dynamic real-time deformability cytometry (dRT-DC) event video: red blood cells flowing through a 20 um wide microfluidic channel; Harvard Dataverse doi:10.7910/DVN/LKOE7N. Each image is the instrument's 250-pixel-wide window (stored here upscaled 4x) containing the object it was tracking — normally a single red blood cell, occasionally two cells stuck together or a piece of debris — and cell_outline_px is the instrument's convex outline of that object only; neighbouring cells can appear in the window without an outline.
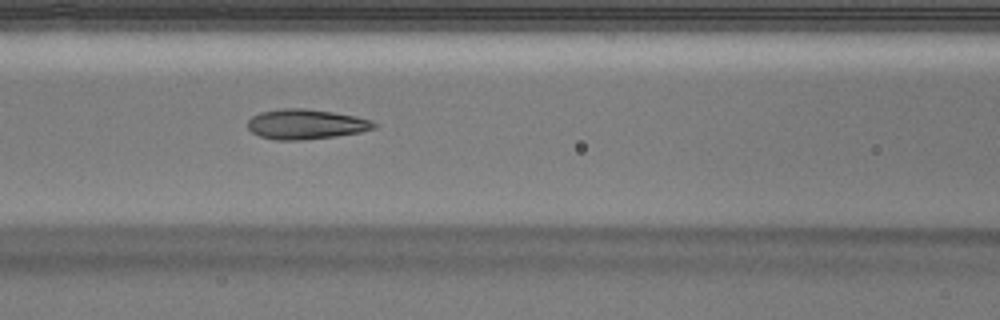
{"species": "Egyptian fruit bat (a non-hibernating species)", "species_latin": "Rousettus aegyptiacus", "temperature_condition": "warm", "stored_images_in_passage": 35, "camera_frame_rate_fps": 3000, "um_per_image_px": 0.085, "animal": {"sex": "male"}, "frame": {"image": 1, "passage_image": 11, "time_ms": 3.333, "image_size_px": [1000, 320], "cell_outline_px": [[376, 128], [360, 132], [336, 136], [300, 140], [276, 140], [260, 136], [252, 132], [248, 128], [248, 120], [252, 116], [260, 112], [284, 108], [304, 108], [332, 112], [356, 116], [372, 120], [376, 124]], "centroid_in_image_um": [26.0, 10.55], "position_along_channel_um": 140.6, "area_um2": 22.02}}
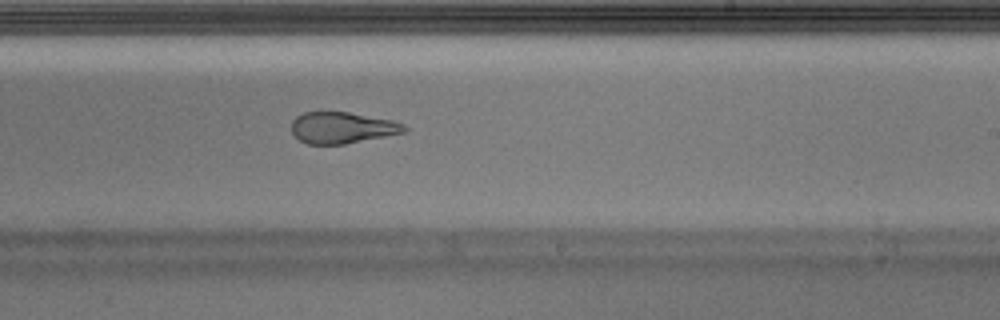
{"frame": {"image": 2, "passage_image": 20, "time_ms": 6.333, "image_size_px": [1000, 320], "cell_outline_px": [[408, 128], [404, 132], [344, 144], [308, 144], [292, 136], [292, 120], [296, 116], [304, 112], [348, 112], [392, 120], [404, 124]], "centroid_in_image_um": [29.04, 10.85], "position_along_channel_um": 260.0, "area_um2": 20.52}, "authors_computed_cell_mechanics": {"area_um2": 21.9062, "velocity_mm_per_s": 3.9827, "shape_relaxation_time_tau1_ms": null, "shape_relaxation_time_tau2_ms": 1.6202, "deformation_change_tau1": null, "deformation_change_tau2": 0.105}}